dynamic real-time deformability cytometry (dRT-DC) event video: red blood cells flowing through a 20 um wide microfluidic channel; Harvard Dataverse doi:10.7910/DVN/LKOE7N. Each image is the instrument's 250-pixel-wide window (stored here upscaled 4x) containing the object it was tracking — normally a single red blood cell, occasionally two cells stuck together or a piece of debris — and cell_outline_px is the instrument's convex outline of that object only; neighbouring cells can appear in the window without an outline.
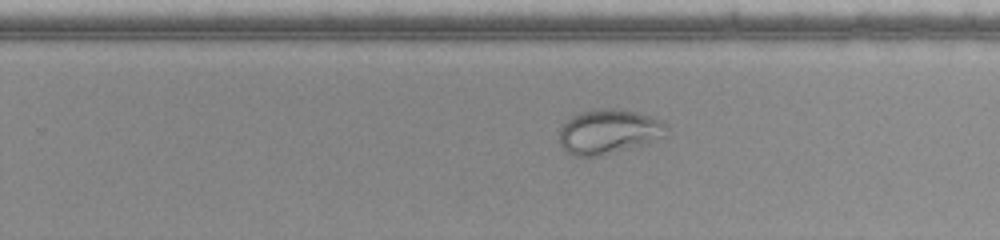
{"species": "common noctule bat (a hibernating species)", "species_latin": "Nyctalus noctula", "temperature_condition": "warm", "stored_images_in_passage": 51, "camera_frame_rate_fps": 3000, "um_per_image_px": 0.085, "animal": {"sex": "female", "body_mass_g": 22.0, "forearm_length_mm": 56.7}, "frame": {"image": 1, "passage_image": 32, "time_ms": 10.333, "image_size_px": [1000, 240], "cell_outline_px": [[664, 124], [660, 136], [648, 144], [604, 156], [572, 156], [560, 144], [560, 128], [572, 116], [580, 112], [604, 108], [624, 108], [652, 116], [660, 120]], "centroid_in_image_um": [51.7, 11.19], "position_along_channel_um": 278.1, "area_um2": 27.8}}
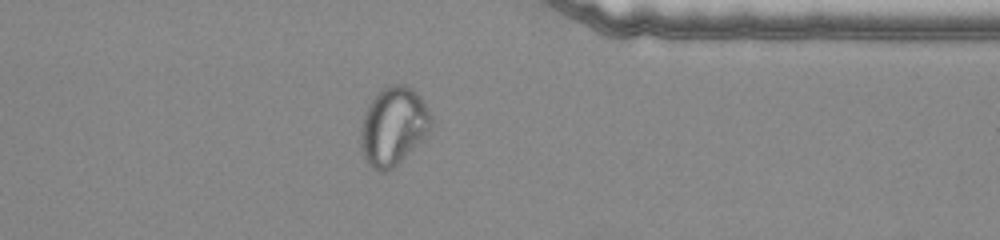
{"frame": {"image": 2, "passage_image": 40, "time_ms": 13.0, "image_size_px": [1000, 240], "cell_outline_px": [[432, 128], [392, 168], [384, 172], [380, 172], [372, 168], [368, 164], [364, 156], [360, 144], [360, 132], [364, 112], [368, 104], [388, 84], [404, 84], [412, 88], [416, 92], [432, 116]], "centroid_in_image_um": [33.41, 10.71], "position_along_channel_um": 378.0, "area_um2": 31.62}}